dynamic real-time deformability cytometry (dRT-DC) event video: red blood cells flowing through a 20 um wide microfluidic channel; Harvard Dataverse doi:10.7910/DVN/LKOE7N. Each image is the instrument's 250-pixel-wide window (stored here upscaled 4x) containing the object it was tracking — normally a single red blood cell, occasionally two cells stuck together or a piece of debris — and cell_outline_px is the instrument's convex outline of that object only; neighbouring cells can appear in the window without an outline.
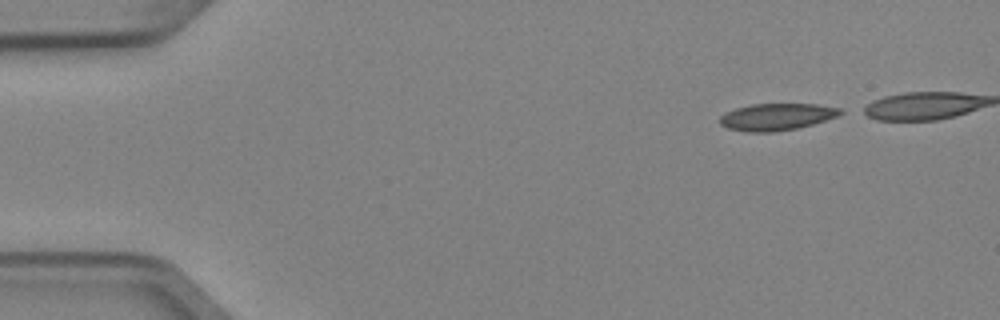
{"species": "Egyptian fruit bat (a non-hibernating species)", "species_latin": "Rousettus aegyptiacus", "temperature_condition": "cold", "stored_images_in_passage": 4, "camera_frame_rate_fps": 3000, "um_per_image_px": 0.085, "animal": {"sex": "female"}, "frame": {"image": 1, "passage_image": 1, "time_ms": 0.0, "image_size_px": [1000, 320], "cell_outline_px": [[844, 112], [836, 116], [812, 124], [796, 128], [772, 132], [748, 132], [728, 128], [720, 124], [720, 116], [736, 108], [752, 104], [816, 104], [840, 108]], "centroid_in_image_um": [66.0, 9.93], "position_along_channel_um": 19.0, "area_um2": 18.61}}